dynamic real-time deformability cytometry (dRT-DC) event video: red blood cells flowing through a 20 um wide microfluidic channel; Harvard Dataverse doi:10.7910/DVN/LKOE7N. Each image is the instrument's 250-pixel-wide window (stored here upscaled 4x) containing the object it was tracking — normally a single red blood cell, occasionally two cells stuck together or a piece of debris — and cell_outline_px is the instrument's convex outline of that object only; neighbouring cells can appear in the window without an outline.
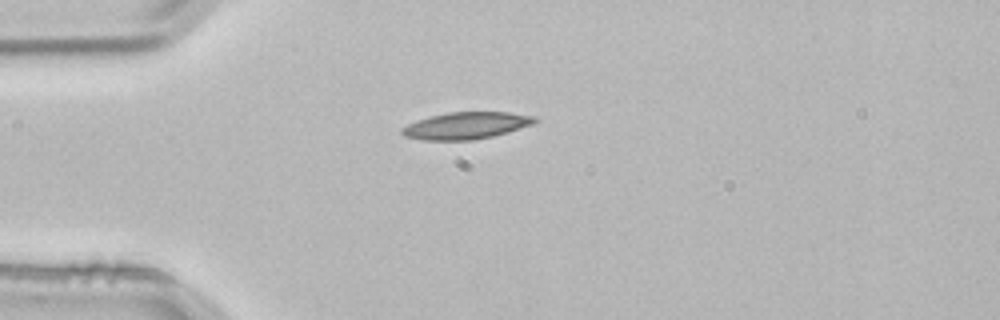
{"species": "common noctule bat (a hibernating species)", "species_latin": "Nyctalus noctula", "temperature_condition": "room temperature", "stored_images_in_passage": 3, "camera_frame_rate_fps": 3000, "um_per_image_px": 0.085, "animal": {"sex": "male", "body_mass_g": 21.5, "forearm_length_mm": 52.0}, "frame": {"image": 1, "passage_image": 3, "time_ms": 0.667, "image_size_px": [1000, 320], "cell_outline_px": [[536, 120], [532, 124], [508, 132], [492, 136], [472, 140], [424, 140], [404, 136], [400, 132], [400, 128], [416, 120], [448, 112], [508, 112], [536, 116]], "centroid_in_image_um": [39.59, 10.67], "position_along_channel_um": 45.4, "area_um2": 20.75}}